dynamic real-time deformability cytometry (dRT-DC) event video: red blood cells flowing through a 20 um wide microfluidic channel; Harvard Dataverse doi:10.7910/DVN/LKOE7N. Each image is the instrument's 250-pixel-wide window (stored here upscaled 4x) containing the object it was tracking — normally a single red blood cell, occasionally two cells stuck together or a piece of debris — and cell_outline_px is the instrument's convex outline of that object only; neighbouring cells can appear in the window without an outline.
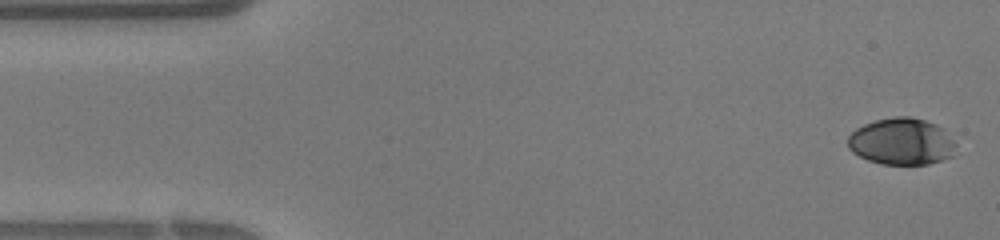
{"species": "human", "species_latin": "Homo sapiens", "temperature_condition": "warm", "stored_images_in_passage": 39, "camera_frame_rate_fps": 3000, "um_per_image_px": 0.085, "donor": {"sex": "female"}, "frame": {"image": 1, "passage_image": 1, "time_ms": 0.0, "image_size_px": [1000, 240], "cell_outline_px": [[956, 144], [952, 156], [928, 164], [880, 164], [868, 160], [852, 152], [848, 148], [848, 136], [856, 128], [864, 124], [876, 120], [892, 116], [912, 116], [936, 124], [944, 128]], "centroid_in_image_um": [76.62, 12.02], "position_along_channel_um": 8.4, "area_um2": 29.59}}
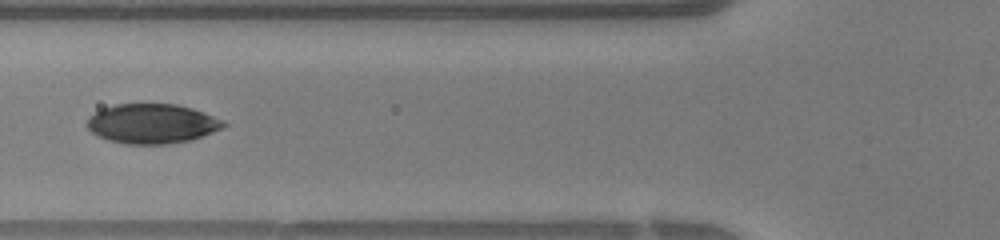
{"frame": {"image": 2, "passage_image": 14, "time_ms": 4.333, "image_size_px": [1000, 240], "cell_outline_px": [[228, 124], [212, 132], [192, 140], [168, 144], [128, 144], [108, 140], [92, 132], [84, 124], [88, 116], [104, 108], [116, 104], [176, 104], [192, 108], [224, 120]], "centroid_in_image_um": [12.91, 10.51], "position_along_channel_um": 112.9, "area_um2": 31.5}}
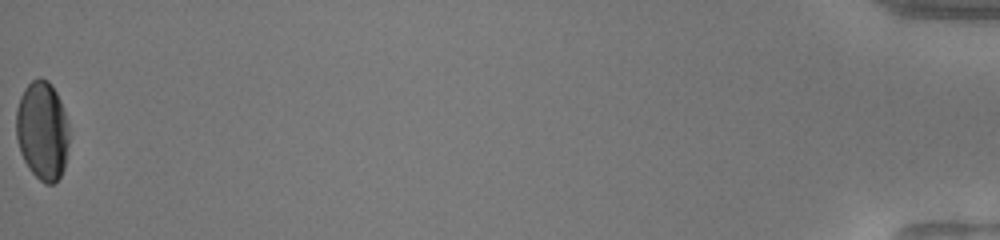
{"frame": {"image": 3, "passage_image": 39, "time_ms": 12.667, "image_size_px": [1000, 240], "cell_outline_px": [[68, 144], [64, 168], [60, 176], [52, 184], [44, 184], [28, 168], [20, 152], [16, 136], [16, 108], [20, 96], [24, 88], [32, 80], [40, 76], [48, 80], [56, 92], [64, 108], [68, 124]], "centroid_in_image_um": [3.59, 11.08], "position_along_channel_um": 431.6, "area_um2": 30.69}}